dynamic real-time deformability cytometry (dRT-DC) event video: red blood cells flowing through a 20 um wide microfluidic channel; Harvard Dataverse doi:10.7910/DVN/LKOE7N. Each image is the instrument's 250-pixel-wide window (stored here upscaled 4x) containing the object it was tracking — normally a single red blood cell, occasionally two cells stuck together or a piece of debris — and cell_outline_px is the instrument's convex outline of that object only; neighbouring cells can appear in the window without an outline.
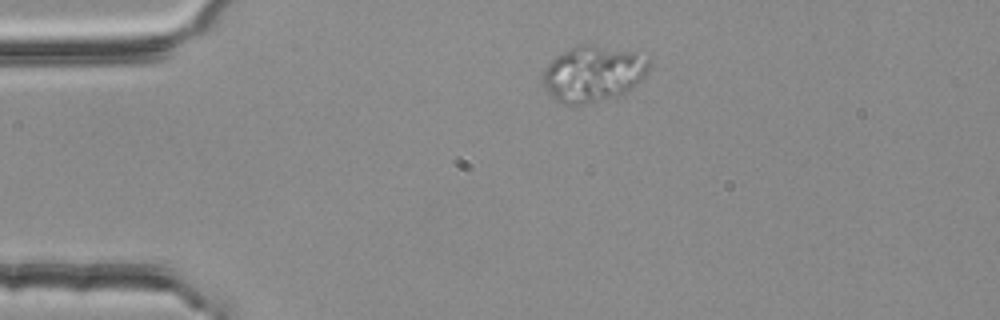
{"species": "common noctule bat (a hibernating species)", "species_latin": "Nyctalus noctula", "temperature_condition": "room temperature", "stored_images_in_passage": 3, "segment_of_instrument_passage": [1, 2], "camera_frame_rate_fps": 3000, "um_per_image_px": 0.085, "animal": {"sex": "female", "body_mass_g": 25.1}, "frame": {"image": 1, "passage_image": 1, "time_ms": 0.0, "image_size_px": [1000, 320], "cell_outline_px": [[652, 64], [648, 72], [636, 84], [624, 92], [616, 96], [580, 104], [564, 104], [556, 100], [548, 92], [540, 80], [540, 76], [544, 68], [552, 60], [576, 44], [592, 44], [632, 52], [648, 56]], "centroid_in_image_um": [50.4, 6.24], "position_along_channel_um": 34.6, "area_um2": 34.51}}